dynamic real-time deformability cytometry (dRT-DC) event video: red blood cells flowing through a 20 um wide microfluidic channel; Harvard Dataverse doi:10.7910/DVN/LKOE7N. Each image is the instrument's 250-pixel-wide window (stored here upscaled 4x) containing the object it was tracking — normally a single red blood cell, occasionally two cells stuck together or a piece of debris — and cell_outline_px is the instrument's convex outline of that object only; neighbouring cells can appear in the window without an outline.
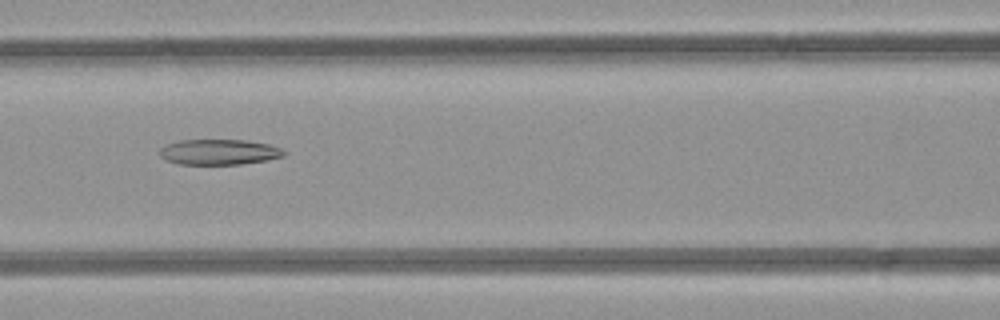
{"species": "common noctule bat (a hibernating species)", "species_latin": "Nyctalus noctula", "temperature_condition": "room temperature", "stored_images_in_passage": 7, "camera_frame_rate_fps": 3000, "um_per_image_px": 0.085, "animal": {"sex": "female", "body_mass_g": 21.9}, "frame": {"image": 1, "passage_image": 7, "time_ms": 6.667, "image_size_px": [1000, 320], "cell_outline_px": [[288, 152], [284, 156], [268, 160], [240, 164], [176, 164], [160, 156], [160, 148], [168, 144], [180, 140], [244, 140], [268, 144], [280, 148]], "centroid_in_image_um": [18.65, 12.92], "position_along_channel_um": 148.0, "area_um2": 18.38}}